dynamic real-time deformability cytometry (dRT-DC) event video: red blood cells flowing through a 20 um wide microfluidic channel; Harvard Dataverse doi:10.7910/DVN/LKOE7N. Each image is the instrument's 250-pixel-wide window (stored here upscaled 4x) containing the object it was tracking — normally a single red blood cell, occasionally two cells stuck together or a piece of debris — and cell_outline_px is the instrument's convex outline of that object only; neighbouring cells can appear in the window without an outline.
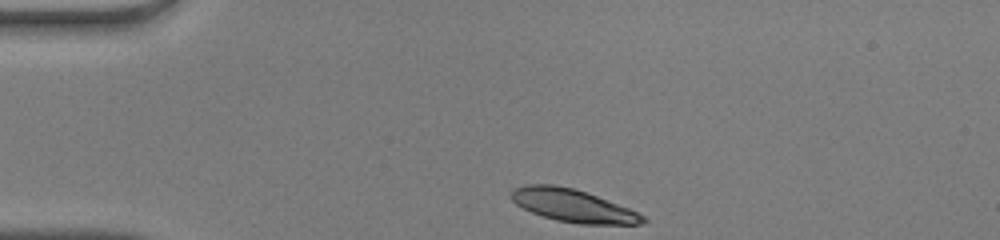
{"species": "human", "species_latin": "Homo sapiens", "temperature_condition": "warm", "stored_images_in_passage": 31, "camera_frame_rate_fps": 3000, "um_per_image_px": 0.085, "donor": {"sex": "male"}, "frame": {"image": 1, "passage_image": 1, "time_ms": 0.0, "image_size_px": [1000, 240], "cell_outline_px": [[648, 220], [640, 224], [580, 224], [556, 220], [532, 212], [516, 204], [508, 196], [512, 188], [524, 184], [552, 184], [572, 188], [596, 196], [628, 208], [644, 216]], "centroid_in_image_um": [48.63, 17.47], "position_along_channel_um": 36.4, "area_um2": 24.91}}
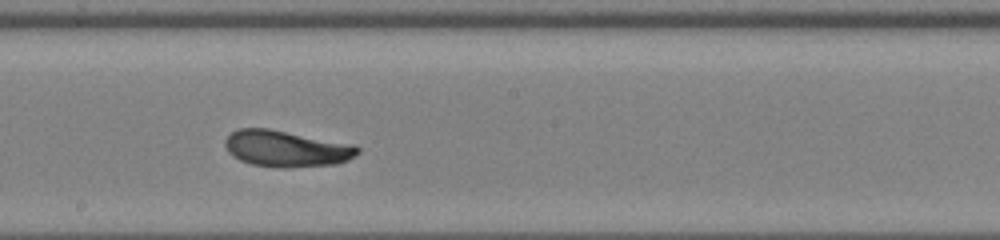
{"frame": {"image": 2, "passage_image": 18, "time_ms": 5.667, "image_size_px": [1000, 240], "cell_outline_px": [[360, 152], [356, 156], [348, 160], [336, 164], [284, 168], [280, 168], [252, 164], [240, 160], [232, 156], [228, 152], [224, 144], [224, 140], [232, 132], [240, 128], [268, 128], [352, 144], [360, 148]], "centroid_in_image_um": [24.33, 12.64], "position_along_channel_um": 223.9, "area_um2": 28.09}}
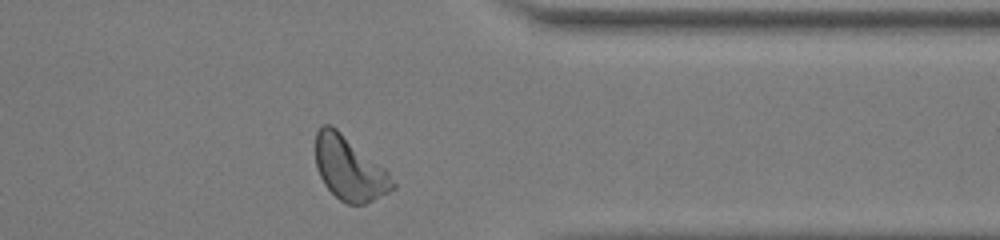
{"frame": {"image": 3, "passage_image": 30, "time_ms": 9.667, "image_size_px": [1000, 240], "cell_outline_px": [[396, 188], [364, 204], [348, 204], [340, 200], [324, 184], [316, 168], [316, 132], [324, 124], [332, 124], [384, 168], [388, 172], [396, 184]], "centroid_in_image_um": [29.69, 14.31], "position_along_channel_um": 381.7, "area_um2": 28.32}, "authors_computed_cell_mechanics": {"area_um2": 27.2816, "velocity_mm_per_s": 4.1475, "shape_relaxation_time_tau1_ms": 4.4052, "shape_relaxation_time_tau2_ms": 2.8904, "deformation_change_tau1": 0.1598, "deformation_change_tau2": 0.098}}